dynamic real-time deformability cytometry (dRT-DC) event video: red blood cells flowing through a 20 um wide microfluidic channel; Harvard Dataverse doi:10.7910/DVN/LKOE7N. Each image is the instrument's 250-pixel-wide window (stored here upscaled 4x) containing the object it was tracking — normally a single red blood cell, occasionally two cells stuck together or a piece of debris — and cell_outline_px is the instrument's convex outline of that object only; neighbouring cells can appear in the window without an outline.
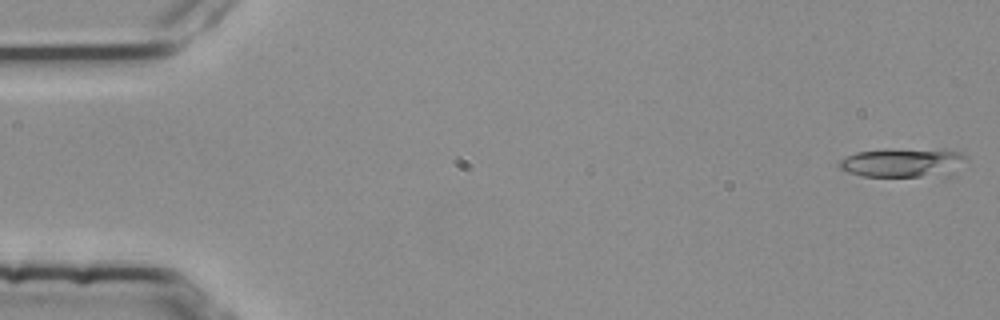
{"species": "common noctule bat (a hibernating species)", "species_latin": "Nyctalus noctula", "temperature_condition": "room temperature", "stored_images_in_passage": 6, "camera_frame_rate_fps": 3000, "um_per_image_px": 0.085, "animal": {"sex": "female", "body_mass_g": 25.1}, "frame": {"image": 1, "passage_image": 1, "time_ms": 0.0, "image_size_px": [1000, 320], "cell_outline_px": [[968, 160], [920, 176], [864, 176], [848, 172], [840, 168], [836, 164], [840, 160], [856, 152], [960, 152], [968, 156]], "centroid_in_image_um": [76.43, 13.85], "position_along_channel_um": 8.6, "area_um2": 18.38}}
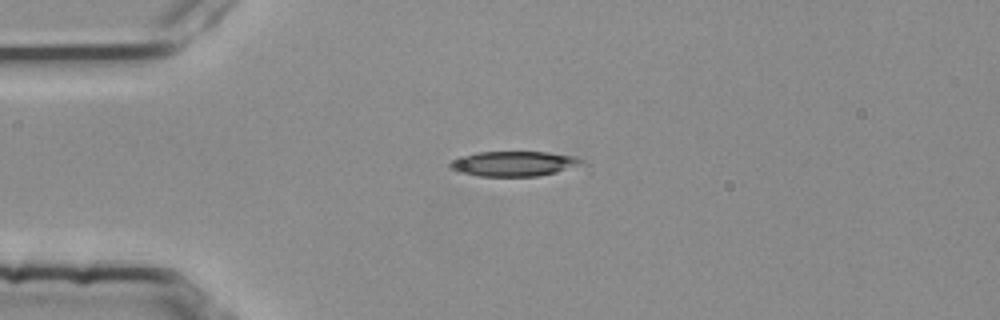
{"frame": {"image": 2, "passage_image": 3, "time_ms": 0.667, "image_size_px": [1000, 320], "cell_outline_px": [[584, 164], [556, 172], [536, 176], [480, 176], [456, 172], [448, 168], [448, 164], [452, 160], [476, 152], [548, 152], [576, 156], [584, 160]], "centroid_in_image_um": [43.66, 13.91], "position_along_channel_um": 41.3, "area_um2": 19.25}}